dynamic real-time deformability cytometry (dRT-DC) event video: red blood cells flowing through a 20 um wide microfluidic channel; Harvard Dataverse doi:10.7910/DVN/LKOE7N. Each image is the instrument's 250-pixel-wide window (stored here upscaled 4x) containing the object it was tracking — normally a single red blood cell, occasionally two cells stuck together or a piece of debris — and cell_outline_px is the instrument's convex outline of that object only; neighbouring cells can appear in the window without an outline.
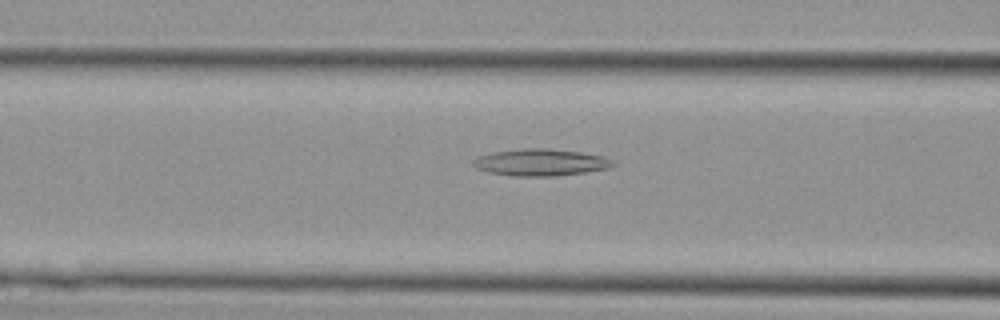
{"species": "Egyptian fruit bat (a non-hibernating species)", "species_latin": "Rousettus aegyptiacus", "temperature_condition": "cold", "stored_images_in_passage": 39, "camera_frame_rate_fps": 3000, "um_per_image_px": 0.085, "animal": {"sex": "female"}, "frame": {"image": 1, "passage_image": 16, "time_ms": 5.0, "image_size_px": [1000, 320], "cell_outline_px": [[616, 164], [608, 168], [584, 172], [556, 176], [508, 176], [488, 172], [476, 168], [472, 164], [472, 160], [476, 156], [492, 152], [520, 148], [544, 148], [580, 152], [604, 156], [612, 160]], "centroid_in_image_um": [45.89, 13.8], "position_along_channel_um": 120.7, "area_um2": 22.08}}
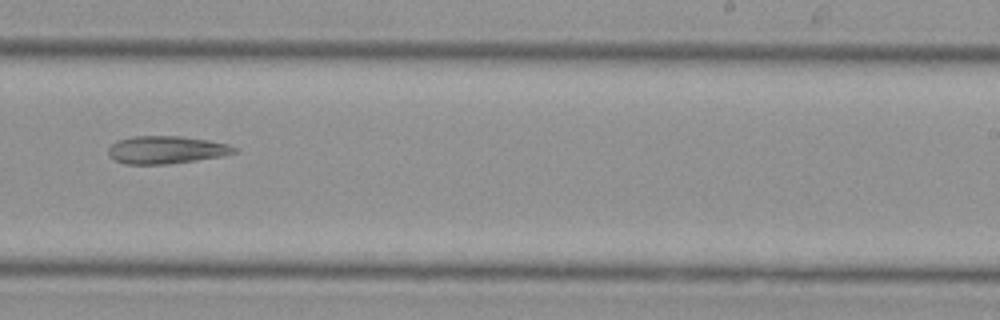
{"frame": {"image": 2, "passage_image": 25, "time_ms": 8.0, "image_size_px": [1000, 320], "cell_outline_px": [[236, 152], [224, 156], [168, 164], [124, 164], [108, 156], [108, 148], [116, 140], [132, 136], [180, 136], [208, 140], [228, 144], [236, 148]], "centroid_in_image_um": [14.1, 12.73], "position_along_channel_um": 274.9, "area_um2": 20.4}}
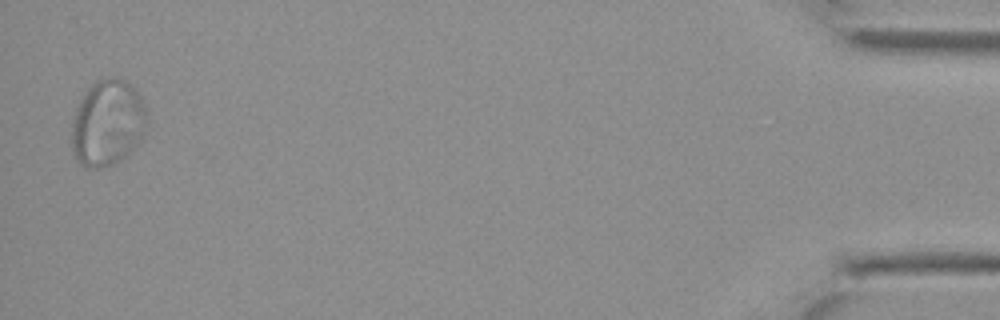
{"frame": {"image": 3, "passage_image": 39, "time_ms": 12.667, "image_size_px": [1000, 320], "cell_outline_px": [[148, 124], [140, 136], [128, 152], [120, 160], [112, 164], [100, 168], [88, 168], [72, 152], [72, 120], [76, 108], [84, 92], [96, 80], [104, 76], [120, 76], [128, 80], [132, 84], [140, 96], [144, 104], [148, 120]], "centroid_in_image_um": [9.14, 10.36], "position_along_channel_um": 426.1, "area_um2": 37.8}}